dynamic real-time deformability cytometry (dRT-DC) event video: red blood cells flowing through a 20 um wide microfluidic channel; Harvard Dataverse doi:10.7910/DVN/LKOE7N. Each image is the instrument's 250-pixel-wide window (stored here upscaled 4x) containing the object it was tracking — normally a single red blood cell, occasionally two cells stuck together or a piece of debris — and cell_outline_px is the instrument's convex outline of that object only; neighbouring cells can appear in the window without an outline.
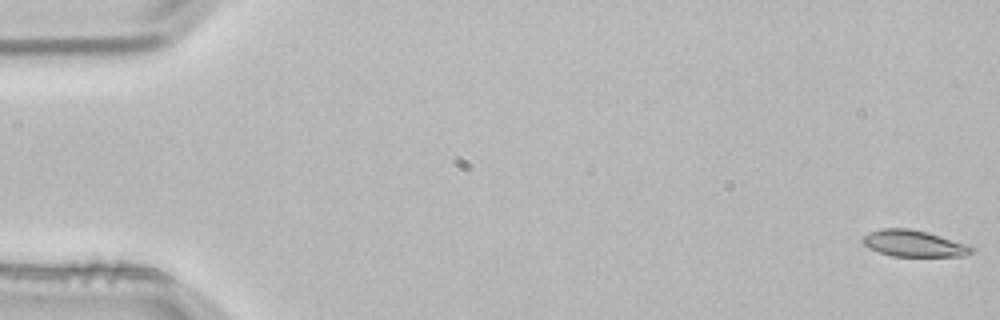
{"species": "common noctule bat (a hibernating species)", "species_latin": "Nyctalus noctula", "temperature_condition": "room temperature", "stored_images_in_passage": 5, "camera_frame_rate_fps": 3000, "um_per_image_px": 0.085, "animal": {"sex": "male", "body_mass_g": 21.5, "forearm_length_mm": 52.0}, "frame": {"image": 1, "passage_image": 1, "time_ms": 0.0, "image_size_px": [1000, 320], "cell_outline_px": [[976, 252], [964, 256], [892, 256], [868, 248], [860, 240], [868, 232], [880, 228], [908, 228], [928, 232], [968, 244], [976, 248]], "centroid_in_image_um": [77.71, 20.69], "position_along_channel_um": 7.3, "area_um2": 17.05}}
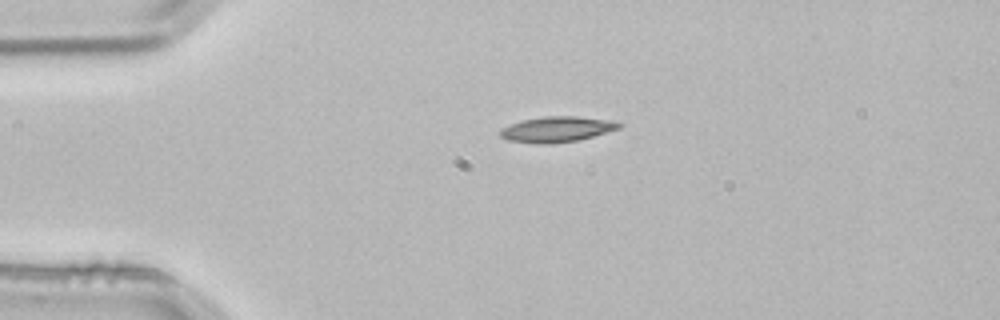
{"frame": {"image": 2, "passage_image": 5, "time_ms": 1.333, "image_size_px": [1000, 320], "cell_outline_px": [[624, 124], [620, 128], [580, 140], [552, 144], [536, 144], [508, 140], [500, 136], [500, 128], [520, 120], [544, 116], [576, 116], [612, 120]], "centroid_in_image_um": [47.33, 10.99], "position_along_channel_um": 37.7, "area_um2": 17.98}}